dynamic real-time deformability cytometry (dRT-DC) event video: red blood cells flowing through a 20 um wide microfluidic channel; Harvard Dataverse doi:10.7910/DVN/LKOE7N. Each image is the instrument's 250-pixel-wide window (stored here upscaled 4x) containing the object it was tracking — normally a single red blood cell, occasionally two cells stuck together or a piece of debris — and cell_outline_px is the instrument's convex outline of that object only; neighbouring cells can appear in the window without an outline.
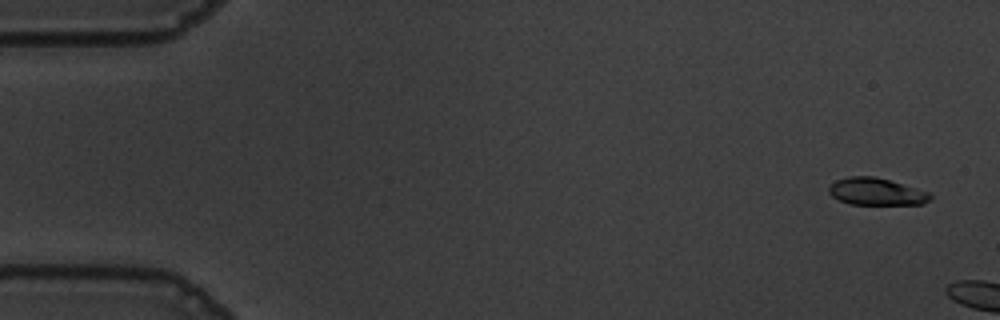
{"species": "common noctule bat (a hibernating species)", "species_latin": "Nyctalus noctula", "temperature_condition": "warm", "stored_images_in_passage": 7, "camera_frame_rate_fps": 3000, "um_per_image_px": 0.085, "animal": {"sex": "male", "body_mass_g": 19.5, "forearm_length_mm": 54.6}, "frame": {"image": 1, "passage_image": 3, "time_ms": 0.667, "image_size_px": [1000, 320], "cell_outline_px": [[932, 196], [928, 200], [920, 204], [848, 204], [832, 196], [828, 192], [828, 188], [836, 180], [848, 176], [872, 176], [888, 180], [916, 188], [928, 192]], "centroid_in_image_um": [74.44, 16.29], "position_along_channel_um": 10.6, "area_um2": 15.78}}